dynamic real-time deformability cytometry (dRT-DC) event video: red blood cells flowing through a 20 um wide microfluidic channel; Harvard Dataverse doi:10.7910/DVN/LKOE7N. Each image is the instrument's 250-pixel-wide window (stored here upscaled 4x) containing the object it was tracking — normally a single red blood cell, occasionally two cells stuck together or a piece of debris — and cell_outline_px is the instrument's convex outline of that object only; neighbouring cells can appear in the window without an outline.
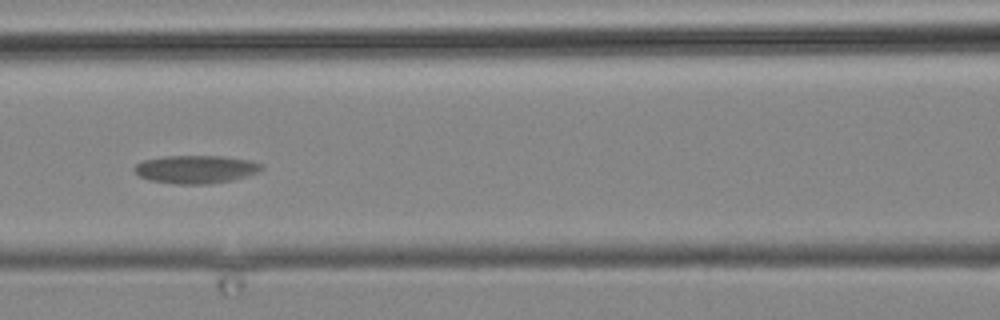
{"species": "common noctule bat (a hibernating species)", "species_latin": "Nyctalus noctula", "temperature_condition": "cold", "stored_images_in_passage": 6, "camera_frame_rate_fps": 3000, "um_per_image_px": 0.085, "animal": {"sex": "male", "body_mass_g": 19.2, "forearm_length_mm": 51.8}, "frame": {"image": 1, "passage_image": 3, "time_ms": 2.333, "image_size_px": [1000, 320], "cell_outline_px": [[264, 168], [260, 172], [232, 180], [208, 184], [176, 184], [148, 180], [140, 176], [132, 168], [136, 164], [144, 160], [164, 156], [224, 156], [248, 160], [264, 164]], "centroid_in_image_um": [16.66, 14.39], "position_along_channel_um": 149.9, "area_um2": 20.92}}
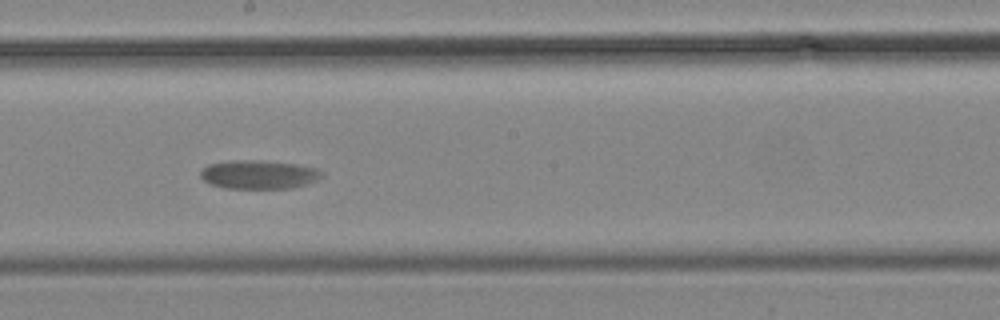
{"frame": {"image": 2, "passage_image": 5, "time_ms": 4.667, "image_size_px": [1000, 320], "cell_outline_px": [[324, 176], [308, 184], [292, 188], [224, 188], [208, 184], [200, 176], [200, 172], [208, 164], [228, 160], [260, 160], [296, 164], [316, 168], [324, 172]], "centroid_in_image_um": [22.0, 14.83], "position_along_channel_um": 226.2, "area_um2": 20.52}}
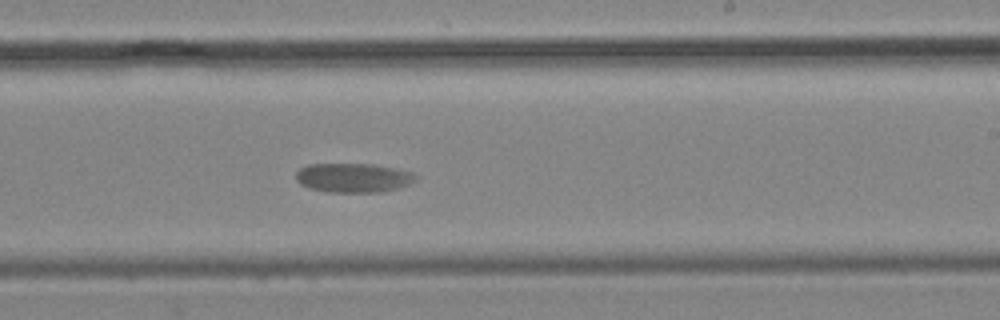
{"frame": {"image": 3, "passage_image": 6, "time_ms": 5.667, "image_size_px": [1000, 320], "cell_outline_px": [[416, 180], [408, 184], [396, 188], [380, 192], [328, 192], [308, 188], [300, 184], [296, 180], [296, 172], [300, 168], [308, 164], [376, 164], [396, 168], [412, 172], [416, 176]], "centroid_in_image_um": [30.0, 15.1], "position_along_channel_um": 259.0, "area_um2": 20.46}}